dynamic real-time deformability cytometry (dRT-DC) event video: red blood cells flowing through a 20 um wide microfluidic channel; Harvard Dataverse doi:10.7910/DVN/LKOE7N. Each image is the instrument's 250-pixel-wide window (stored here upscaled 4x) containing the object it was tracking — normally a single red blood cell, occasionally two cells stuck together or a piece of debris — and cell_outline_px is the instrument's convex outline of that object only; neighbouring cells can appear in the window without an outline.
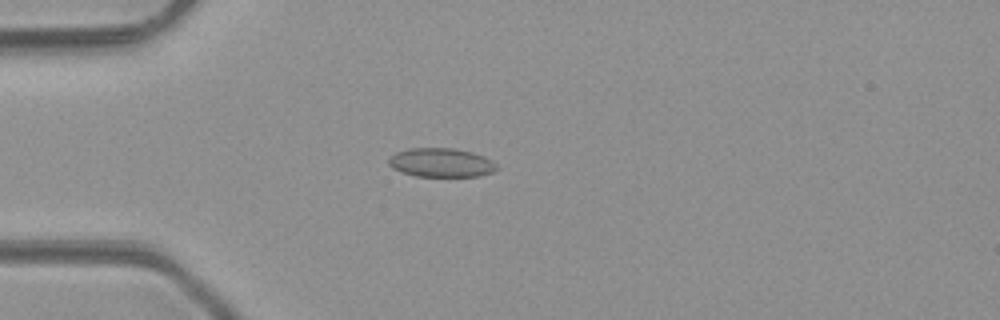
{"species": "common noctule bat (a hibernating species)", "species_latin": "Nyctalus noctula", "temperature_condition": "room temperature", "stored_images_in_passage": 4, "camera_frame_rate_fps": 3000, "um_per_image_px": 0.085, "animal": {"sex": "male", "body_mass_g": 23.1, "forearm_length_mm": 52.7}, "frame": {"image": 1, "passage_image": 4, "time_ms": 3.333, "image_size_px": [1000, 320], "cell_outline_px": [[500, 168], [492, 172], [480, 176], [416, 176], [392, 168], [388, 164], [388, 160], [396, 152], [408, 148], [452, 148], [472, 152], [484, 156], [492, 160]], "centroid_in_image_um": [37.53, 13.82], "position_along_channel_um": 47.5, "area_um2": 18.21}}